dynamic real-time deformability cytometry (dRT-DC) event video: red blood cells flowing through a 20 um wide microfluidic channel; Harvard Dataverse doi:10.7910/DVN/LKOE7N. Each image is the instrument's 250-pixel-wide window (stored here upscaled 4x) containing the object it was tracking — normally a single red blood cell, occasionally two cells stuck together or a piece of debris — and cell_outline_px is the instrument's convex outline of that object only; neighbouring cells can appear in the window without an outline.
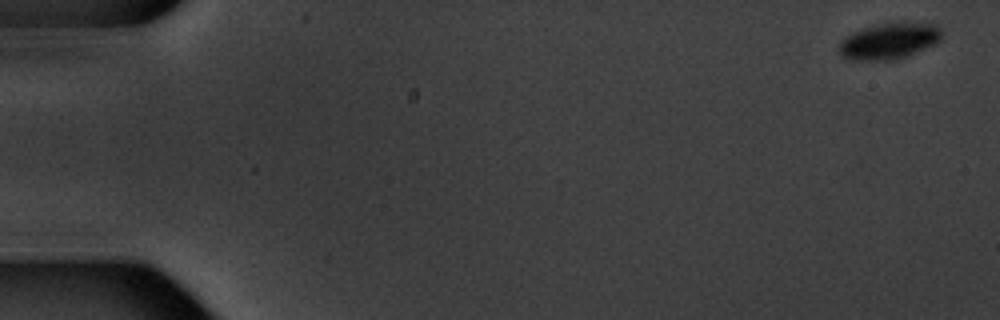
{"species": "common noctule bat (a hibernating species)", "species_latin": "Nyctalus noctula", "temperature_condition": "warm", "stored_images_in_passage": 7, "camera_frame_rate_fps": 3000, "um_per_image_px": 0.085, "animal": {"sex": "male", "body_mass_g": 20.1, "forearm_length_mm": 53.5}, "frame": {"image": 1, "passage_image": 1, "time_ms": 0.0, "image_size_px": [1000, 320], "cell_outline_px": [[940, 40], [936, 44], [908, 56], [896, 60], [848, 60], [840, 56], [836, 48], [840, 40], [856, 32], [880, 24], [904, 20], [936, 24], [940, 28]], "centroid_in_image_um": [75.59, 3.49], "position_along_channel_um": 9.4, "area_um2": 22.08}}
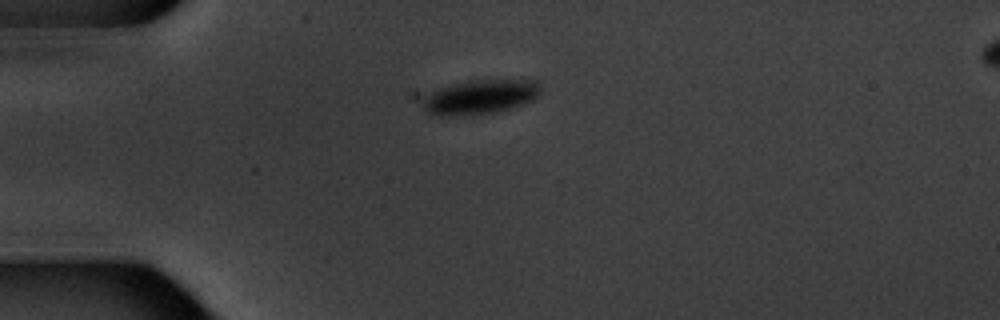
{"frame": {"image": 2, "passage_image": 5, "time_ms": 4.667, "image_size_px": [1000, 320], "cell_outline_px": [[540, 92], [532, 100], [512, 108], [496, 112], [440, 116], [428, 112], [420, 104], [420, 96], [440, 88], [472, 80], [536, 80], [540, 88]], "centroid_in_image_um": [40.76, 8.23], "position_along_channel_um": 44.2, "area_um2": 23.41}}
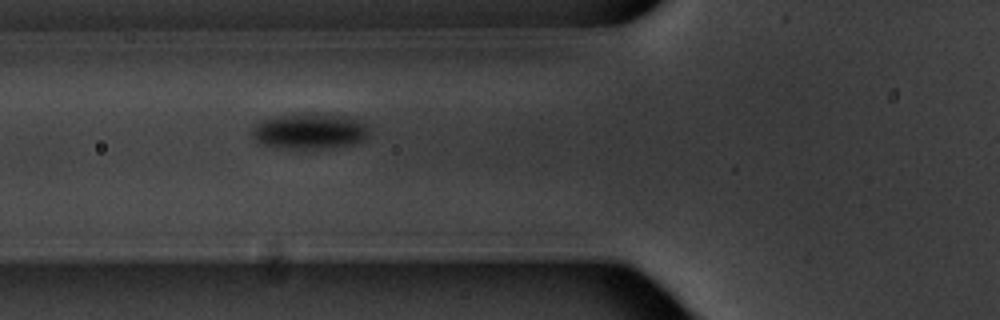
{"frame": {"image": 3, "passage_image": 7, "time_ms": 7.0, "image_size_px": [1000, 320], "cell_outline_px": [[368, 136], [364, 140], [356, 144], [328, 148], [284, 148], [260, 144], [256, 140], [252, 132], [256, 124], [264, 120], [276, 116], [304, 112], [316, 112], [348, 116], [364, 120], [368, 124]], "centroid_in_image_um": [26.42, 11.12], "position_along_channel_um": 99.4, "area_um2": 24.85}}